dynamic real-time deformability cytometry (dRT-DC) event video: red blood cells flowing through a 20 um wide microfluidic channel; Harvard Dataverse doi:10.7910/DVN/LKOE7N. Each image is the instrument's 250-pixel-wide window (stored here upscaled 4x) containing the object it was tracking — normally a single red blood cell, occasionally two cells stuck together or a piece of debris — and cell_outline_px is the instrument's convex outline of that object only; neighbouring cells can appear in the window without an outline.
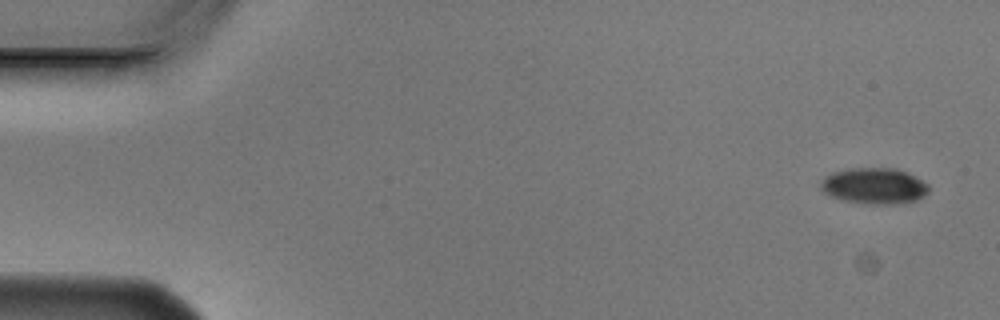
{"species": "Egyptian fruit bat (a non-hibernating species)", "species_latin": "Rousettus aegyptiacus", "temperature_condition": "cold", "stored_images_in_passage": 5, "camera_frame_rate_fps": 3000, "um_per_image_px": 0.085, "animal": {"sex": "male"}, "frame": {"image": 1, "passage_image": 1, "time_ms": 0.0, "image_size_px": [1000, 320], "cell_outline_px": [[928, 192], [924, 196], [916, 200], [896, 204], [872, 204], [840, 200], [824, 192], [820, 188], [820, 184], [824, 176], [832, 172], [848, 168], [896, 168], [928, 184]], "centroid_in_image_um": [74.26, 15.8], "position_along_channel_um": 10.7, "area_um2": 22.6}}
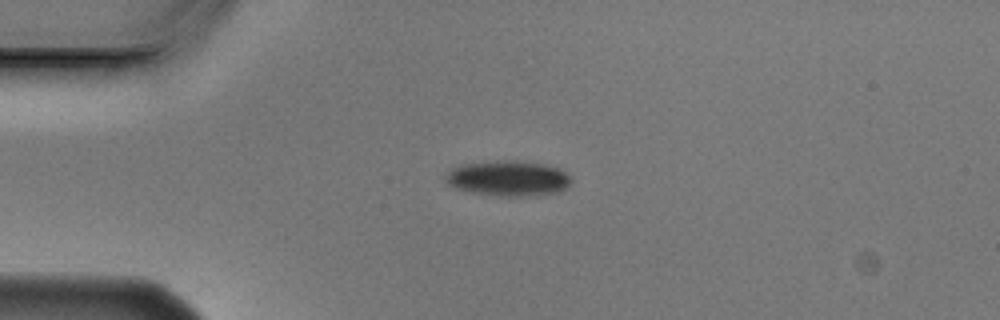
{"frame": {"image": 2, "passage_image": 4, "time_ms": 1.0, "image_size_px": [1000, 320], "cell_outline_px": [[572, 184], [556, 192], [520, 196], [500, 196], [476, 192], [456, 188], [448, 184], [444, 180], [444, 176], [452, 168], [460, 164], [504, 160], [516, 160], [544, 164], [560, 168], [572, 180]], "centroid_in_image_um": [43.18, 15.14], "position_along_channel_um": 41.8, "area_um2": 25.66}}